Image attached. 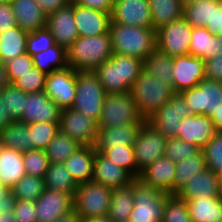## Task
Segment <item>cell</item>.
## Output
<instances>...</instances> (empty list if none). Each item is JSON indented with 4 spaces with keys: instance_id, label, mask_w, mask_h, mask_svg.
<instances>
[{
    "instance_id": "45",
    "label": "cell",
    "mask_w": 222,
    "mask_h": 222,
    "mask_svg": "<svg viewBox=\"0 0 222 222\" xmlns=\"http://www.w3.org/2000/svg\"><path fill=\"white\" fill-rule=\"evenodd\" d=\"M161 222H192L186 200L171 194L165 202Z\"/></svg>"
},
{
    "instance_id": "55",
    "label": "cell",
    "mask_w": 222,
    "mask_h": 222,
    "mask_svg": "<svg viewBox=\"0 0 222 222\" xmlns=\"http://www.w3.org/2000/svg\"><path fill=\"white\" fill-rule=\"evenodd\" d=\"M76 4L101 12L111 13L114 0H73Z\"/></svg>"
},
{
    "instance_id": "31",
    "label": "cell",
    "mask_w": 222,
    "mask_h": 222,
    "mask_svg": "<svg viewBox=\"0 0 222 222\" xmlns=\"http://www.w3.org/2000/svg\"><path fill=\"white\" fill-rule=\"evenodd\" d=\"M151 10L152 28L155 30L184 16V7L180 0H148Z\"/></svg>"
},
{
    "instance_id": "3",
    "label": "cell",
    "mask_w": 222,
    "mask_h": 222,
    "mask_svg": "<svg viewBox=\"0 0 222 222\" xmlns=\"http://www.w3.org/2000/svg\"><path fill=\"white\" fill-rule=\"evenodd\" d=\"M68 66L78 71H94L112 55L110 33L78 37L66 50Z\"/></svg>"
},
{
    "instance_id": "15",
    "label": "cell",
    "mask_w": 222,
    "mask_h": 222,
    "mask_svg": "<svg viewBox=\"0 0 222 222\" xmlns=\"http://www.w3.org/2000/svg\"><path fill=\"white\" fill-rule=\"evenodd\" d=\"M205 60L193 55L173 57L172 87L175 93L196 87L205 79Z\"/></svg>"
},
{
    "instance_id": "46",
    "label": "cell",
    "mask_w": 222,
    "mask_h": 222,
    "mask_svg": "<svg viewBox=\"0 0 222 222\" xmlns=\"http://www.w3.org/2000/svg\"><path fill=\"white\" fill-rule=\"evenodd\" d=\"M23 162L26 175L44 178L49 167V160L45 150L32 149L23 152Z\"/></svg>"
},
{
    "instance_id": "57",
    "label": "cell",
    "mask_w": 222,
    "mask_h": 222,
    "mask_svg": "<svg viewBox=\"0 0 222 222\" xmlns=\"http://www.w3.org/2000/svg\"><path fill=\"white\" fill-rule=\"evenodd\" d=\"M214 35L222 36V3L215 9L212 26H205Z\"/></svg>"
},
{
    "instance_id": "68",
    "label": "cell",
    "mask_w": 222,
    "mask_h": 222,
    "mask_svg": "<svg viewBox=\"0 0 222 222\" xmlns=\"http://www.w3.org/2000/svg\"><path fill=\"white\" fill-rule=\"evenodd\" d=\"M3 148H4V145L2 143V139H1V136H0V154H1V151H2Z\"/></svg>"
},
{
    "instance_id": "33",
    "label": "cell",
    "mask_w": 222,
    "mask_h": 222,
    "mask_svg": "<svg viewBox=\"0 0 222 222\" xmlns=\"http://www.w3.org/2000/svg\"><path fill=\"white\" fill-rule=\"evenodd\" d=\"M0 136L4 147L22 153L34 149L31 130L26 123L15 120L0 132Z\"/></svg>"
},
{
    "instance_id": "19",
    "label": "cell",
    "mask_w": 222,
    "mask_h": 222,
    "mask_svg": "<svg viewBox=\"0 0 222 222\" xmlns=\"http://www.w3.org/2000/svg\"><path fill=\"white\" fill-rule=\"evenodd\" d=\"M62 109L51 100L44 91L27 93V101L20 122L31 124L37 122L59 123Z\"/></svg>"
},
{
    "instance_id": "6",
    "label": "cell",
    "mask_w": 222,
    "mask_h": 222,
    "mask_svg": "<svg viewBox=\"0 0 222 222\" xmlns=\"http://www.w3.org/2000/svg\"><path fill=\"white\" fill-rule=\"evenodd\" d=\"M112 188L88 181L78 184L74 194V212L81 220L107 216Z\"/></svg>"
},
{
    "instance_id": "58",
    "label": "cell",
    "mask_w": 222,
    "mask_h": 222,
    "mask_svg": "<svg viewBox=\"0 0 222 222\" xmlns=\"http://www.w3.org/2000/svg\"><path fill=\"white\" fill-rule=\"evenodd\" d=\"M5 101L2 97V92L0 91V132L5 129L10 123L15 120L8 113V109L5 106Z\"/></svg>"
},
{
    "instance_id": "14",
    "label": "cell",
    "mask_w": 222,
    "mask_h": 222,
    "mask_svg": "<svg viewBox=\"0 0 222 222\" xmlns=\"http://www.w3.org/2000/svg\"><path fill=\"white\" fill-rule=\"evenodd\" d=\"M44 92L62 110L72 108L76 96V71L67 66L46 76Z\"/></svg>"
},
{
    "instance_id": "37",
    "label": "cell",
    "mask_w": 222,
    "mask_h": 222,
    "mask_svg": "<svg viewBox=\"0 0 222 222\" xmlns=\"http://www.w3.org/2000/svg\"><path fill=\"white\" fill-rule=\"evenodd\" d=\"M34 67L46 75L54 70L63 69L68 66L66 49L55 44L45 51L32 56Z\"/></svg>"
},
{
    "instance_id": "18",
    "label": "cell",
    "mask_w": 222,
    "mask_h": 222,
    "mask_svg": "<svg viewBox=\"0 0 222 222\" xmlns=\"http://www.w3.org/2000/svg\"><path fill=\"white\" fill-rule=\"evenodd\" d=\"M111 21L129 26L152 27L148 0H114Z\"/></svg>"
},
{
    "instance_id": "42",
    "label": "cell",
    "mask_w": 222,
    "mask_h": 222,
    "mask_svg": "<svg viewBox=\"0 0 222 222\" xmlns=\"http://www.w3.org/2000/svg\"><path fill=\"white\" fill-rule=\"evenodd\" d=\"M114 164L126 170L133 178H138L133 146L111 147L103 153Z\"/></svg>"
},
{
    "instance_id": "23",
    "label": "cell",
    "mask_w": 222,
    "mask_h": 222,
    "mask_svg": "<svg viewBox=\"0 0 222 222\" xmlns=\"http://www.w3.org/2000/svg\"><path fill=\"white\" fill-rule=\"evenodd\" d=\"M175 167L176 163L163 156L141 171L138 179L151 188L174 194Z\"/></svg>"
},
{
    "instance_id": "35",
    "label": "cell",
    "mask_w": 222,
    "mask_h": 222,
    "mask_svg": "<svg viewBox=\"0 0 222 222\" xmlns=\"http://www.w3.org/2000/svg\"><path fill=\"white\" fill-rule=\"evenodd\" d=\"M221 3L222 0H196L184 8L183 18L192 28L212 26L214 11Z\"/></svg>"
},
{
    "instance_id": "1",
    "label": "cell",
    "mask_w": 222,
    "mask_h": 222,
    "mask_svg": "<svg viewBox=\"0 0 222 222\" xmlns=\"http://www.w3.org/2000/svg\"><path fill=\"white\" fill-rule=\"evenodd\" d=\"M109 33L113 54L144 61L156 48V30L152 27L129 26L111 21Z\"/></svg>"
},
{
    "instance_id": "43",
    "label": "cell",
    "mask_w": 222,
    "mask_h": 222,
    "mask_svg": "<svg viewBox=\"0 0 222 222\" xmlns=\"http://www.w3.org/2000/svg\"><path fill=\"white\" fill-rule=\"evenodd\" d=\"M31 130V141L33 142L34 149L45 150L49 143L53 140L58 133L59 123L52 122H37L28 124Z\"/></svg>"
},
{
    "instance_id": "51",
    "label": "cell",
    "mask_w": 222,
    "mask_h": 222,
    "mask_svg": "<svg viewBox=\"0 0 222 222\" xmlns=\"http://www.w3.org/2000/svg\"><path fill=\"white\" fill-rule=\"evenodd\" d=\"M5 65L7 67L10 81L13 84L18 78L34 67V61L32 56H30L28 53H24L23 55L7 61Z\"/></svg>"
},
{
    "instance_id": "12",
    "label": "cell",
    "mask_w": 222,
    "mask_h": 222,
    "mask_svg": "<svg viewBox=\"0 0 222 222\" xmlns=\"http://www.w3.org/2000/svg\"><path fill=\"white\" fill-rule=\"evenodd\" d=\"M166 149V138L148 122L138 132L133 144L135 163L139 172L163 157Z\"/></svg>"
},
{
    "instance_id": "44",
    "label": "cell",
    "mask_w": 222,
    "mask_h": 222,
    "mask_svg": "<svg viewBox=\"0 0 222 222\" xmlns=\"http://www.w3.org/2000/svg\"><path fill=\"white\" fill-rule=\"evenodd\" d=\"M1 92L8 113L14 120H19L24 114L27 93L15 87L13 84L7 86Z\"/></svg>"
},
{
    "instance_id": "16",
    "label": "cell",
    "mask_w": 222,
    "mask_h": 222,
    "mask_svg": "<svg viewBox=\"0 0 222 222\" xmlns=\"http://www.w3.org/2000/svg\"><path fill=\"white\" fill-rule=\"evenodd\" d=\"M37 222H53L74 211V194L48 190L35 201Z\"/></svg>"
},
{
    "instance_id": "39",
    "label": "cell",
    "mask_w": 222,
    "mask_h": 222,
    "mask_svg": "<svg viewBox=\"0 0 222 222\" xmlns=\"http://www.w3.org/2000/svg\"><path fill=\"white\" fill-rule=\"evenodd\" d=\"M143 69L154 78L172 85L173 57L156 48L144 60Z\"/></svg>"
},
{
    "instance_id": "53",
    "label": "cell",
    "mask_w": 222,
    "mask_h": 222,
    "mask_svg": "<svg viewBox=\"0 0 222 222\" xmlns=\"http://www.w3.org/2000/svg\"><path fill=\"white\" fill-rule=\"evenodd\" d=\"M205 79L222 82V53L205 60Z\"/></svg>"
},
{
    "instance_id": "25",
    "label": "cell",
    "mask_w": 222,
    "mask_h": 222,
    "mask_svg": "<svg viewBox=\"0 0 222 222\" xmlns=\"http://www.w3.org/2000/svg\"><path fill=\"white\" fill-rule=\"evenodd\" d=\"M16 24L30 33L46 27L47 14L36 0H12L10 2Z\"/></svg>"
},
{
    "instance_id": "50",
    "label": "cell",
    "mask_w": 222,
    "mask_h": 222,
    "mask_svg": "<svg viewBox=\"0 0 222 222\" xmlns=\"http://www.w3.org/2000/svg\"><path fill=\"white\" fill-rule=\"evenodd\" d=\"M206 167L215 171L222 168V132H217L202 148Z\"/></svg>"
},
{
    "instance_id": "29",
    "label": "cell",
    "mask_w": 222,
    "mask_h": 222,
    "mask_svg": "<svg viewBox=\"0 0 222 222\" xmlns=\"http://www.w3.org/2000/svg\"><path fill=\"white\" fill-rule=\"evenodd\" d=\"M222 53V36L207 28H192L189 54L207 60Z\"/></svg>"
},
{
    "instance_id": "60",
    "label": "cell",
    "mask_w": 222,
    "mask_h": 222,
    "mask_svg": "<svg viewBox=\"0 0 222 222\" xmlns=\"http://www.w3.org/2000/svg\"><path fill=\"white\" fill-rule=\"evenodd\" d=\"M0 222H17L10 204L5 205L0 211Z\"/></svg>"
},
{
    "instance_id": "62",
    "label": "cell",
    "mask_w": 222,
    "mask_h": 222,
    "mask_svg": "<svg viewBox=\"0 0 222 222\" xmlns=\"http://www.w3.org/2000/svg\"><path fill=\"white\" fill-rule=\"evenodd\" d=\"M11 200V190L0 183V204H9Z\"/></svg>"
},
{
    "instance_id": "65",
    "label": "cell",
    "mask_w": 222,
    "mask_h": 222,
    "mask_svg": "<svg viewBox=\"0 0 222 222\" xmlns=\"http://www.w3.org/2000/svg\"><path fill=\"white\" fill-rule=\"evenodd\" d=\"M215 173H216L217 182L219 184V188L222 191V168L219 170H215Z\"/></svg>"
},
{
    "instance_id": "20",
    "label": "cell",
    "mask_w": 222,
    "mask_h": 222,
    "mask_svg": "<svg viewBox=\"0 0 222 222\" xmlns=\"http://www.w3.org/2000/svg\"><path fill=\"white\" fill-rule=\"evenodd\" d=\"M74 21L80 37L109 33L111 13L83 7L73 1Z\"/></svg>"
},
{
    "instance_id": "13",
    "label": "cell",
    "mask_w": 222,
    "mask_h": 222,
    "mask_svg": "<svg viewBox=\"0 0 222 222\" xmlns=\"http://www.w3.org/2000/svg\"><path fill=\"white\" fill-rule=\"evenodd\" d=\"M59 129L82 146H94L98 123L73 108H66L61 111Z\"/></svg>"
},
{
    "instance_id": "64",
    "label": "cell",
    "mask_w": 222,
    "mask_h": 222,
    "mask_svg": "<svg viewBox=\"0 0 222 222\" xmlns=\"http://www.w3.org/2000/svg\"><path fill=\"white\" fill-rule=\"evenodd\" d=\"M82 222H113V221L109 217V215H107V216H99V217L90 218L87 220H82Z\"/></svg>"
},
{
    "instance_id": "59",
    "label": "cell",
    "mask_w": 222,
    "mask_h": 222,
    "mask_svg": "<svg viewBox=\"0 0 222 222\" xmlns=\"http://www.w3.org/2000/svg\"><path fill=\"white\" fill-rule=\"evenodd\" d=\"M12 85V82L10 81L7 67L5 63L0 61V91L5 89L7 86Z\"/></svg>"
},
{
    "instance_id": "32",
    "label": "cell",
    "mask_w": 222,
    "mask_h": 222,
    "mask_svg": "<svg viewBox=\"0 0 222 222\" xmlns=\"http://www.w3.org/2000/svg\"><path fill=\"white\" fill-rule=\"evenodd\" d=\"M28 32L16 26L0 34V61L6 63L26 53Z\"/></svg>"
},
{
    "instance_id": "69",
    "label": "cell",
    "mask_w": 222,
    "mask_h": 222,
    "mask_svg": "<svg viewBox=\"0 0 222 222\" xmlns=\"http://www.w3.org/2000/svg\"><path fill=\"white\" fill-rule=\"evenodd\" d=\"M5 205H7V204H0V211Z\"/></svg>"
},
{
    "instance_id": "40",
    "label": "cell",
    "mask_w": 222,
    "mask_h": 222,
    "mask_svg": "<svg viewBox=\"0 0 222 222\" xmlns=\"http://www.w3.org/2000/svg\"><path fill=\"white\" fill-rule=\"evenodd\" d=\"M81 146L77 141L59 130L45 152L50 163H64Z\"/></svg>"
},
{
    "instance_id": "48",
    "label": "cell",
    "mask_w": 222,
    "mask_h": 222,
    "mask_svg": "<svg viewBox=\"0 0 222 222\" xmlns=\"http://www.w3.org/2000/svg\"><path fill=\"white\" fill-rule=\"evenodd\" d=\"M46 74L36 67H33L27 73L18 78L13 85L25 93L44 91Z\"/></svg>"
},
{
    "instance_id": "10",
    "label": "cell",
    "mask_w": 222,
    "mask_h": 222,
    "mask_svg": "<svg viewBox=\"0 0 222 222\" xmlns=\"http://www.w3.org/2000/svg\"><path fill=\"white\" fill-rule=\"evenodd\" d=\"M192 27L182 17L156 30V49L172 57L189 55Z\"/></svg>"
},
{
    "instance_id": "7",
    "label": "cell",
    "mask_w": 222,
    "mask_h": 222,
    "mask_svg": "<svg viewBox=\"0 0 222 222\" xmlns=\"http://www.w3.org/2000/svg\"><path fill=\"white\" fill-rule=\"evenodd\" d=\"M133 185L134 208L131 212L130 222H161L167 194L134 178Z\"/></svg>"
},
{
    "instance_id": "27",
    "label": "cell",
    "mask_w": 222,
    "mask_h": 222,
    "mask_svg": "<svg viewBox=\"0 0 222 222\" xmlns=\"http://www.w3.org/2000/svg\"><path fill=\"white\" fill-rule=\"evenodd\" d=\"M95 152L94 146H81L64 162L65 167L77 184L92 180Z\"/></svg>"
},
{
    "instance_id": "36",
    "label": "cell",
    "mask_w": 222,
    "mask_h": 222,
    "mask_svg": "<svg viewBox=\"0 0 222 222\" xmlns=\"http://www.w3.org/2000/svg\"><path fill=\"white\" fill-rule=\"evenodd\" d=\"M44 183L48 190H58L68 194H75L78 187L64 163H50Z\"/></svg>"
},
{
    "instance_id": "34",
    "label": "cell",
    "mask_w": 222,
    "mask_h": 222,
    "mask_svg": "<svg viewBox=\"0 0 222 222\" xmlns=\"http://www.w3.org/2000/svg\"><path fill=\"white\" fill-rule=\"evenodd\" d=\"M134 208L133 185L112 189L109 217L113 222L129 221Z\"/></svg>"
},
{
    "instance_id": "24",
    "label": "cell",
    "mask_w": 222,
    "mask_h": 222,
    "mask_svg": "<svg viewBox=\"0 0 222 222\" xmlns=\"http://www.w3.org/2000/svg\"><path fill=\"white\" fill-rule=\"evenodd\" d=\"M133 179L126 170L114 164L103 153L95 152L92 182L114 189L128 186Z\"/></svg>"
},
{
    "instance_id": "8",
    "label": "cell",
    "mask_w": 222,
    "mask_h": 222,
    "mask_svg": "<svg viewBox=\"0 0 222 222\" xmlns=\"http://www.w3.org/2000/svg\"><path fill=\"white\" fill-rule=\"evenodd\" d=\"M145 122L130 92L106 93L98 128Z\"/></svg>"
},
{
    "instance_id": "66",
    "label": "cell",
    "mask_w": 222,
    "mask_h": 222,
    "mask_svg": "<svg viewBox=\"0 0 222 222\" xmlns=\"http://www.w3.org/2000/svg\"><path fill=\"white\" fill-rule=\"evenodd\" d=\"M180 1H181L182 6L185 8L186 6L194 3L196 0H180Z\"/></svg>"
},
{
    "instance_id": "49",
    "label": "cell",
    "mask_w": 222,
    "mask_h": 222,
    "mask_svg": "<svg viewBox=\"0 0 222 222\" xmlns=\"http://www.w3.org/2000/svg\"><path fill=\"white\" fill-rule=\"evenodd\" d=\"M55 44L52 34L44 27L43 29L28 33L26 53L33 56L34 54L47 50Z\"/></svg>"
},
{
    "instance_id": "52",
    "label": "cell",
    "mask_w": 222,
    "mask_h": 222,
    "mask_svg": "<svg viewBox=\"0 0 222 222\" xmlns=\"http://www.w3.org/2000/svg\"><path fill=\"white\" fill-rule=\"evenodd\" d=\"M9 204L17 222H37L34 201L11 199Z\"/></svg>"
},
{
    "instance_id": "41",
    "label": "cell",
    "mask_w": 222,
    "mask_h": 222,
    "mask_svg": "<svg viewBox=\"0 0 222 222\" xmlns=\"http://www.w3.org/2000/svg\"><path fill=\"white\" fill-rule=\"evenodd\" d=\"M10 190L11 199L35 202L45 190L44 178L25 175Z\"/></svg>"
},
{
    "instance_id": "67",
    "label": "cell",
    "mask_w": 222,
    "mask_h": 222,
    "mask_svg": "<svg viewBox=\"0 0 222 222\" xmlns=\"http://www.w3.org/2000/svg\"><path fill=\"white\" fill-rule=\"evenodd\" d=\"M12 0H0V4L10 3Z\"/></svg>"
},
{
    "instance_id": "11",
    "label": "cell",
    "mask_w": 222,
    "mask_h": 222,
    "mask_svg": "<svg viewBox=\"0 0 222 222\" xmlns=\"http://www.w3.org/2000/svg\"><path fill=\"white\" fill-rule=\"evenodd\" d=\"M194 115L209 116L222 106V82L203 79L196 87L181 92Z\"/></svg>"
},
{
    "instance_id": "5",
    "label": "cell",
    "mask_w": 222,
    "mask_h": 222,
    "mask_svg": "<svg viewBox=\"0 0 222 222\" xmlns=\"http://www.w3.org/2000/svg\"><path fill=\"white\" fill-rule=\"evenodd\" d=\"M106 91L94 71L76 72V96L72 108L97 123Z\"/></svg>"
},
{
    "instance_id": "38",
    "label": "cell",
    "mask_w": 222,
    "mask_h": 222,
    "mask_svg": "<svg viewBox=\"0 0 222 222\" xmlns=\"http://www.w3.org/2000/svg\"><path fill=\"white\" fill-rule=\"evenodd\" d=\"M206 161L202 149L195 155L176 163L174 175V194L195 174L205 170Z\"/></svg>"
},
{
    "instance_id": "63",
    "label": "cell",
    "mask_w": 222,
    "mask_h": 222,
    "mask_svg": "<svg viewBox=\"0 0 222 222\" xmlns=\"http://www.w3.org/2000/svg\"><path fill=\"white\" fill-rule=\"evenodd\" d=\"M53 222H82V220L73 211L65 216H62L61 218H59Z\"/></svg>"
},
{
    "instance_id": "9",
    "label": "cell",
    "mask_w": 222,
    "mask_h": 222,
    "mask_svg": "<svg viewBox=\"0 0 222 222\" xmlns=\"http://www.w3.org/2000/svg\"><path fill=\"white\" fill-rule=\"evenodd\" d=\"M194 116L181 93H175L146 122L158 130L166 139L176 138L182 120Z\"/></svg>"
},
{
    "instance_id": "47",
    "label": "cell",
    "mask_w": 222,
    "mask_h": 222,
    "mask_svg": "<svg viewBox=\"0 0 222 222\" xmlns=\"http://www.w3.org/2000/svg\"><path fill=\"white\" fill-rule=\"evenodd\" d=\"M201 150L197 145L184 142L178 138L166 139L165 154L168 159H171L174 163H179L185 158L191 157L197 154Z\"/></svg>"
},
{
    "instance_id": "28",
    "label": "cell",
    "mask_w": 222,
    "mask_h": 222,
    "mask_svg": "<svg viewBox=\"0 0 222 222\" xmlns=\"http://www.w3.org/2000/svg\"><path fill=\"white\" fill-rule=\"evenodd\" d=\"M192 222H222L220 196L196 197L186 200Z\"/></svg>"
},
{
    "instance_id": "26",
    "label": "cell",
    "mask_w": 222,
    "mask_h": 222,
    "mask_svg": "<svg viewBox=\"0 0 222 222\" xmlns=\"http://www.w3.org/2000/svg\"><path fill=\"white\" fill-rule=\"evenodd\" d=\"M221 190L216 179L215 171L206 168L202 172L190 178L176 193V195L188 200L196 197L220 196Z\"/></svg>"
},
{
    "instance_id": "17",
    "label": "cell",
    "mask_w": 222,
    "mask_h": 222,
    "mask_svg": "<svg viewBox=\"0 0 222 222\" xmlns=\"http://www.w3.org/2000/svg\"><path fill=\"white\" fill-rule=\"evenodd\" d=\"M46 28L50 31L55 43L66 50L79 37L74 21L73 0L47 16Z\"/></svg>"
},
{
    "instance_id": "22",
    "label": "cell",
    "mask_w": 222,
    "mask_h": 222,
    "mask_svg": "<svg viewBox=\"0 0 222 222\" xmlns=\"http://www.w3.org/2000/svg\"><path fill=\"white\" fill-rule=\"evenodd\" d=\"M144 123H130L115 127L98 128L94 144L96 151L104 153L111 147L133 146Z\"/></svg>"
},
{
    "instance_id": "30",
    "label": "cell",
    "mask_w": 222,
    "mask_h": 222,
    "mask_svg": "<svg viewBox=\"0 0 222 222\" xmlns=\"http://www.w3.org/2000/svg\"><path fill=\"white\" fill-rule=\"evenodd\" d=\"M25 175L23 153L4 147L0 154V183L11 189Z\"/></svg>"
},
{
    "instance_id": "4",
    "label": "cell",
    "mask_w": 222,
    "mask_h": 222,
    "mask_svg": "<svg viewBox=\"0 0 222 222\" xmlns=\"http://www.w3.org/2000/svg\"><path fill=\"white\" fill-rule=\"evenodd\" d=\"M130 93L141 116L147 120L172 98L175 91L168 81L154 78L143 69L133 83Z\"/></svg>"
},
{
    "instance_id": "54",
    "label": "cell",
    "mask_w": 222,
    "mask_h": 222,
    "mask_svg": "<svg viewBox=\"0 0 222 222\" xmlns=\"http://www.w3.org/2000/svg\"><path fill=\"white\" fill-rule=\"evenodd\" d=\"M16 26V19L11 4H0V34Z\"/></svg>"
},
{
    "instance_id": "61",
    "label": "cell",
    "mask_w": 222,
    "mask_h": 222,
    "mask_svg": "<svg viewBox=\"0 0 222 222\" xmlns=\"http://www.w3.org/2000/svg\"><path fill=\"white\" fill-rule=\"evenodd\" d=\"M209 117L212 119L217 132H222V106L212 112Z\"/></svg>"
},
{
    "instance_id": "2",
    "label": "cell",
    "mask_w": 222,
    "mask_h": 222,
    "mask_svg": "<svg viewBox=\"0 0 222 222\" xmlns=\"http://www.w3.org/2000/svg\"><path fill=\"white\" fill-rule=\"evenodd\" d=\"M144 61L132 56L113 54L94 72L106 93H126L143 70Z\"/></svg>"
},
{
    "instance_id": "56",
    "label": "cell",
    "mask_w": 222,
    "mask_h": 222,
    "mask_svg": "<svg viewBox=\"0 0 222 222\" xmlns=\"http://www.w3.org/2000/svg\"><path fill=\"white\" fill-rule=\"evenodd\" d=\"M42 10L47 14L56 12L59 8L68 5L71 0H36Z\"/></svg>"
},
{
    "instance_id": "21",
    "label": "cell",
    "mask_w": 222,
    "mask_h": 222,
    "mask_svg": "<svg viewBox=\"0 0 222 222\" xmlns=\"http://www.w3.org/2000/svg\"><path fill=\"white\" fill-rule=\"evenodd\" d=\"M217 133L212 119L206 115H194L182 120L176 138L201 149Z\"/></svg>"
}]
</instances>
